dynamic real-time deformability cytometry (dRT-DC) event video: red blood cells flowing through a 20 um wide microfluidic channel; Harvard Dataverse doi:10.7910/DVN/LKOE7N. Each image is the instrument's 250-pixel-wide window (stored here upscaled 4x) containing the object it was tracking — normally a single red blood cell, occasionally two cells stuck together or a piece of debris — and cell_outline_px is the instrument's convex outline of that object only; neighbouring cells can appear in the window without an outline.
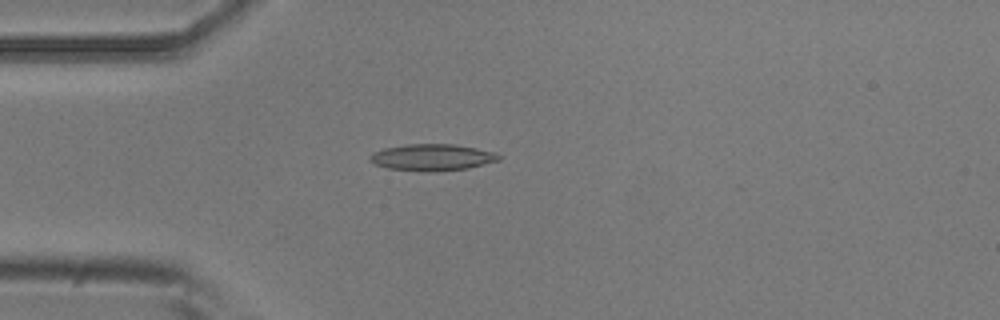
{"species": "common noctule bat (a hibernating species)", "species_latin": "Nyctalus noctula", "temperature_condition": "room temperature", "stored_images_in_passage": 4, "camera_frame_rate_fps": 3000, "um_per_image_px": 0.085, "animal": {"sex": "male", "body_mass_g": 20.5, "forearm_length_mm": 52.5}, "frame": {"image": 1, "passage_image": 3, "time_ms": 0.667, "image_size_px": [1000, 320], "cell_outline_px": [[500, 160], [468, 168], [388, 168], [376, 164], [368, 160], [372, 152], [384, 148], [408, 144], [456, 144], [496, 152], [500, 156]], "centroid_in_image_um": [36.76, 13.3], "position_along_channel_um": 48.2, "area_um2": 18.79}}